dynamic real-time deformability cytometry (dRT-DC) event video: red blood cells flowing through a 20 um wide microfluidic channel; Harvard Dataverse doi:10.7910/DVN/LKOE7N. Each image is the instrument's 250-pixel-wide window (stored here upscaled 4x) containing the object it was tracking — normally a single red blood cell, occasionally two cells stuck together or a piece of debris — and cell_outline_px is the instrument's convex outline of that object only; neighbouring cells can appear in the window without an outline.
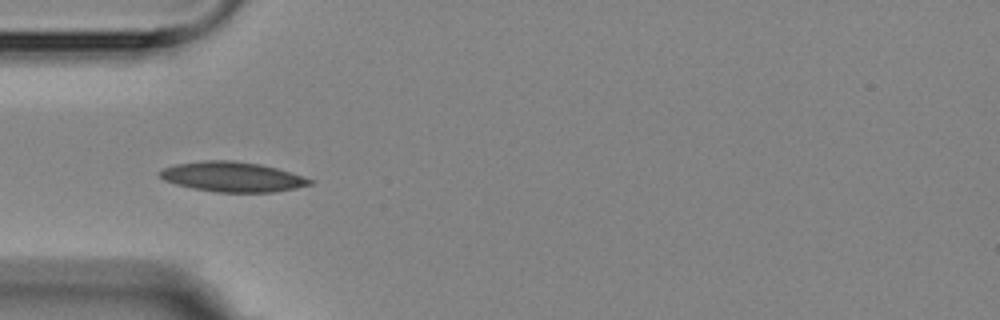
{"species": "Egyptian fruit bat (a non-hibernating species)", "species_latin": "Rousettus aegyptiacus", "temperature_condition": "room temperature", "stored_images_in_passage": 6, "camera_frame_rate_fps": 3000, "um_per_image_px": 0.085, "animal": {"sex": "female"}, "frame": {"image": 1, "passage_image": 5, "time_ms": 4.667, "image_size_px": [1000, 320], "cell_outline_px": [[312, 184], [296, 188], [272, 192], [216, 192], [192, 188], [176, 184], [164, 180], [160, 176], [160, 172], [164, 168], [176, 164], [204, 160], [232, 160], [260, 164], [276, 168], [312, 180]], "centroid_in_image_um": [19.73, 15.03], "position_along_channel_um": 65.3, "area_um2": 25.84}}
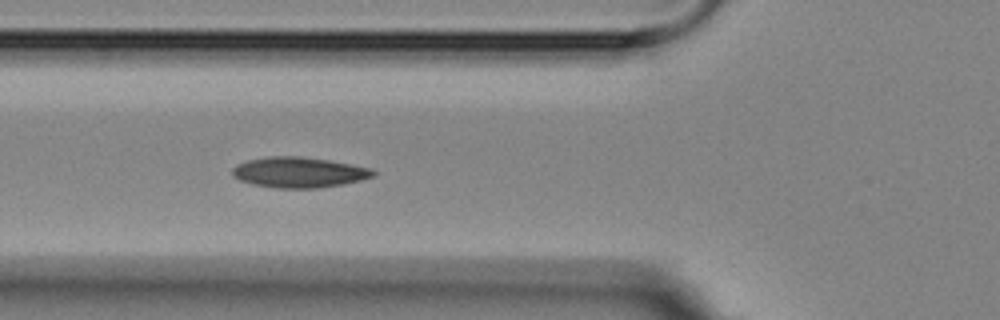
{"frame": {"image": 2, "passage_image": 6, "time_ms": 5.667, "image_size_px": [1000, 320], "cell_outline_px": [[376, 176], [360, 180], [340, 184], [316, 188], [276, 188], [252, 184], [240, 180], [232, 176], [232, 168], [236, 164], [248, 160], [268, 156], [300, 156], [328, 160], [368, 168], [376, 172]], "centroid_in_image_um": [25.35, 14.64], "position_along_channel_um": 100.5, "area_um2": 24.85}}